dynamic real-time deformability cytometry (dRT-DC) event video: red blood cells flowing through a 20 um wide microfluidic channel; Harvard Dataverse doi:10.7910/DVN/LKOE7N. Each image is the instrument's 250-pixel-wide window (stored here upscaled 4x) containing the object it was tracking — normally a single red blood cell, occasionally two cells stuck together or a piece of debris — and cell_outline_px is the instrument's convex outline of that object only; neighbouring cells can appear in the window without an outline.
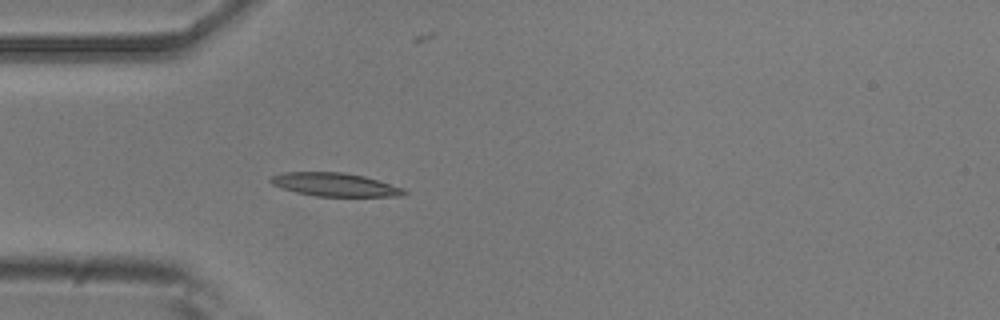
{"species": "common noctule bat (a hibernating species)", "species_latin": "Nyctalus noctula", "temperature_condition": "room temperature", "stored_images_in_passage": 39, "camera_frame_rate_fps": 3000, "um_per_image_px": 0.085, "animal": {"sex": "male", "body_mass_g": 20.5, "forearm_length_mm": 52.5}, "frame": {"image": 1, "passage_image": 1, "time_ms": 0.0, "image_size_px": [1000, 320], "cell_outline_px": [[408, 192], [404, 196], [316, 196], [296, 192], [280, 188], [272, 184], [268, 180], [272, 176], [284, 172], [344, 172], [364, 176], [404, 188]], "centroid_in_image_um": [28.46, 15.69], "position_along_channel_um": 56.5, "area_um2": 18.21}}
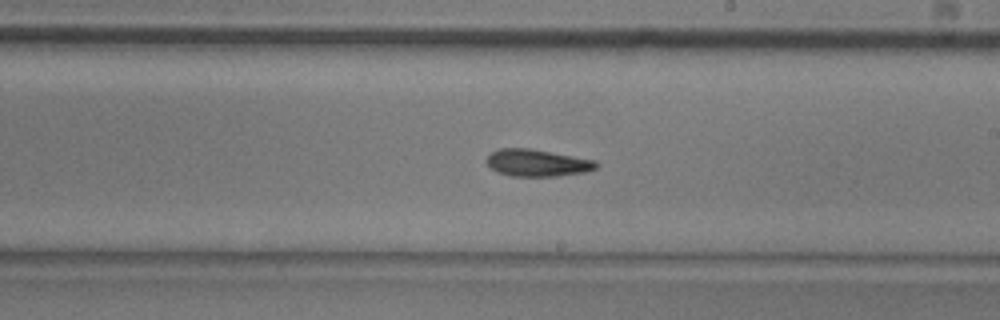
{"frame": {"image": 2, "passage_image": 16, "time_ms": 5.0, "image_size_px": [1000, 320], "cell_outline_px": [[600, 164], [596, 168], [584, 172], [556, 176], [512, 176], [496, 172], [484, 160], [492, 152], [500, 148], [532, 148], [596, 160]], "centroid_in_image_um": [45.67, 13.83], "position_along_channel_um": 243.3, "area_um2": 17.4}}
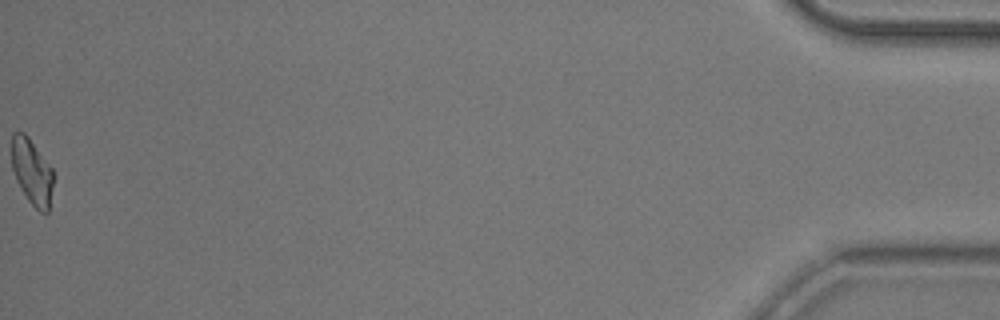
{"frame": {"image": 3, "passage_image": 39, "time_ms": 12.667, "image_size_px": [1000, 320], "cell_outline_px": [[52, 188], [48, 212], [40, 212], [28, 200], [20, 188], [16, 180], [12, 168], [12, 132], [24, 132], [28, 136], [52, 168]], "centroid_in_image_um": [2.69, 14.58], "position_along_channel_um": 432.5, "area_um2": 15.78}, "authors_computed_cell_mechanics": {"area_um2": 17.051, "velocity_mm_per_s": 3.8099, "shape_relaxation_time_tau1_ms": 9.7575, "shape_relaxation_time_tau2_ms": 7.3488, "deformation_change_tau1": 0.216, "deformation_change_tau2": 0.1489}}